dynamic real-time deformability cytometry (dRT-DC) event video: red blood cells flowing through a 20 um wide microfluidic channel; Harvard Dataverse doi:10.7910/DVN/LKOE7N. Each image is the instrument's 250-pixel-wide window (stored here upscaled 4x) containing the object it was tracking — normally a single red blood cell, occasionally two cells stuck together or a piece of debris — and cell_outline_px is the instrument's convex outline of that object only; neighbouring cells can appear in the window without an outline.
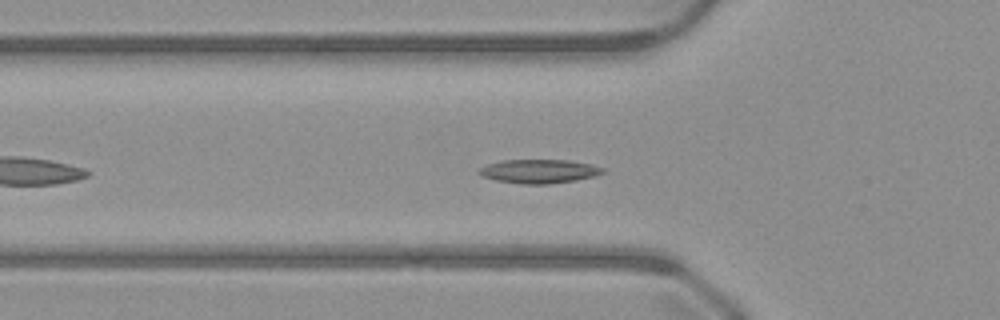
{"species": "common noctule bat (a hibernating species)", "species_latin": "Nyctalus noctula", "temperature_condition": "warm", "stored_images_in_passage": 35, "camera_frame_rate_fps": 3000, "um_per_image_px": 0.085, "animal": {"sex": "male", "body_mass_g": 23.1, "forearm_length_mm": 52.7}, "frame": {"image": 1, "passage_image": 8, "time_ms": 2.333, "image_size_px": [1000, 320], "cell_outline_px": [[604, 172], [596, 176], [576, 180], [548, 184], [520, 184], [496, 180], [480, 176], [476, 172], [480, 168], [488, 164], [500, 160], [568, 160], [592, 164], [604, 168]], "centroid_in_image_um": [45.81, 14.56], "position_along_channel_um": 80.0, "area_um2": 17.34}}
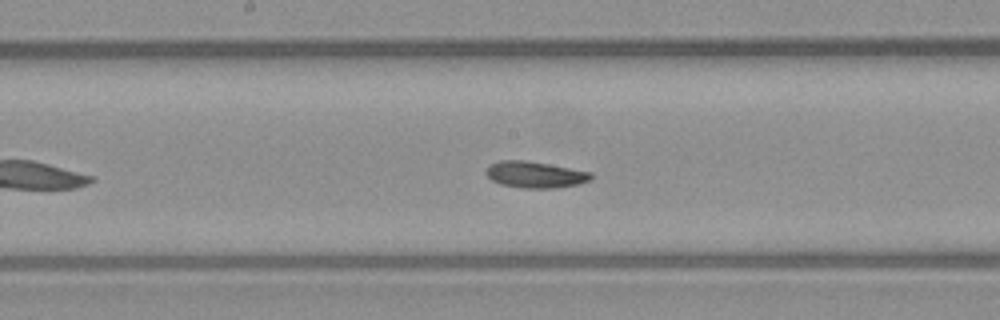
{"frame": {"image": 2, "passage_image": 17, "time_ms": 5.333, "image_size_px": [1000, 320], "cell_outline_px": [[592, 176], [588, 180], [576, 184], [556, 188], [520, 188], [500, 184], [492, 180], [484, 172], [488, 164], [500, 160], [524, 160], [548, 164], [592, 172]], "centroid_in_image_um": [45.41, 14.84], "position_along_channel_um": 202.8, "area_um2": 16.13}}
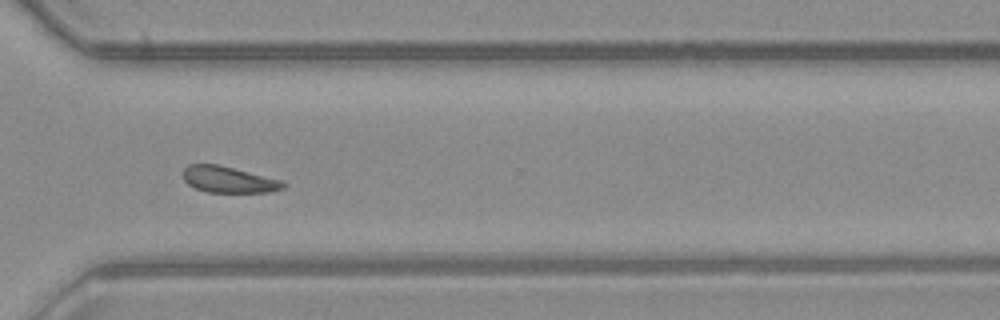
{"frame": {"image": 3, "passage_image": 28, "time_ms": 9.0, "image_size_px": [1000, 320], "cell_outline_px": [[288, 184], [284, 188], [268, 192], [208, 192], [196, 188], [188, 184], [184, 180], [184, 168], [188, 164], [216, 164], [284, 180]], "centroid_in_image_um": [19.48, 15.26], "position_along_channel_um": 351.1, "area_um2": 15.32}}